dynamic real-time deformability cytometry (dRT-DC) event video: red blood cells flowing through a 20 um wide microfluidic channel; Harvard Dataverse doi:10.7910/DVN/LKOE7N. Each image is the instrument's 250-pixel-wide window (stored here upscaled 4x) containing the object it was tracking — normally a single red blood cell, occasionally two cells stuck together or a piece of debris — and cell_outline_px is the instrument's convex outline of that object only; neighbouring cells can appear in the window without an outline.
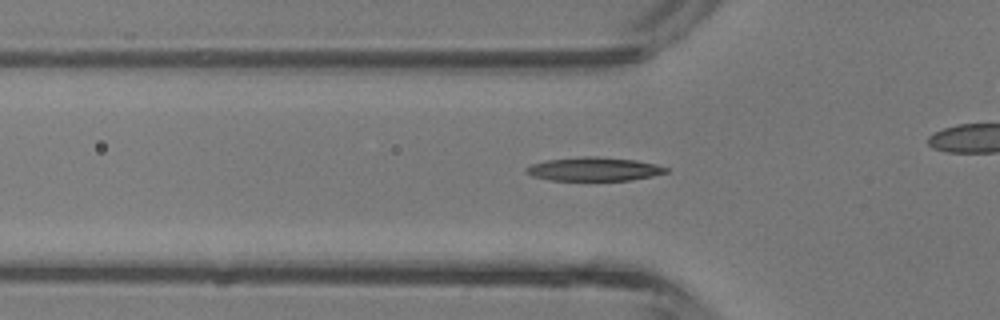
{"species": "common noctule bat (a hibernating species)", "species_latin": "Nyctalus noctula", "temperature_condition": "room temperature", "stored_images_in_passage": 33, "camera_frame_rate_fps": 3000, "um_per_image_px": 0.085, "animal": {"sex": "male", "body_mass_g": 13.3}, "frame": {"image": 1, "passage_image": 14, "time_ms": 4.333, "image_size_px": [1000, 320], "cell_outline_px": [[668, 172], [652, 176], [632, 180], [552, 180], [532, 176], [524, 172], [524, 168], [532, 164], [548, 160], [584, 156], [596, 156], [636, 160], [656, 164], [668, 168]], "centroid_in_image_um": [50.49, 14.37], "position_along_channel_um": 75.3, "area_um2": 19.25}}
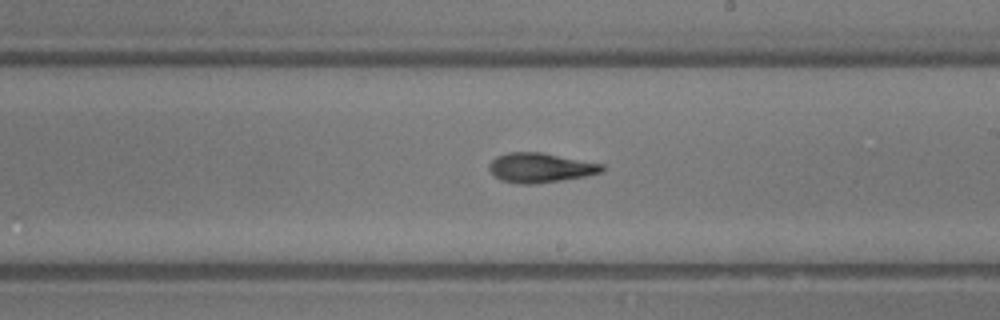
{"frame": {"image": 2, "passage_image": 24, "time_ms": 7.667, "image_size_px": [1000, 320], "cell_outline_px": [[604, 172], [584, 176], [560, 180], [532, 184], [520, 184], [500, 180], [488, 168], [488, 164], [496, 156], [508, 152], [540, 152], [604, 164]], "centroid_in_image_um": [45.92, 14.25], "position_along_channel_um": 243.1, "area_um2": 19.36}}
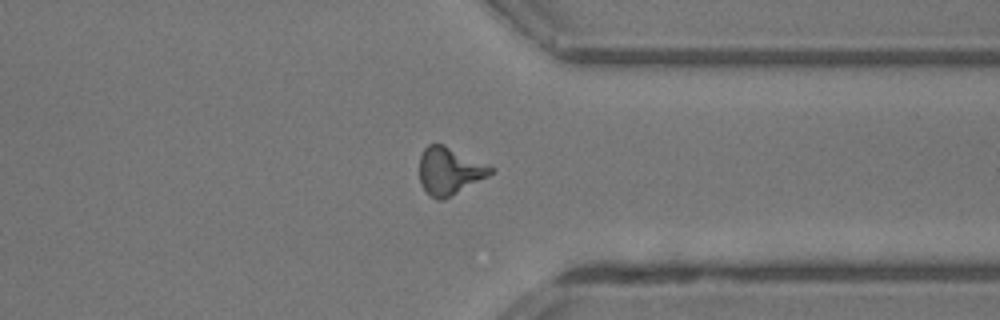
{"frame": {"image": 3, "passage_image": 32, "time_ms": 10.333, "image_size_px": [1000, 320], "cell_outline_px": [[496, 172], [440, 200], [436, 200], [420, 184], [420, 156], [424, 148], [428, 144], [444, 144], [496, 168]], "centroid_in_image_um": [38.22, 14.49], "position_along_channel_um": 373.2, "area_um2": 19.36}}